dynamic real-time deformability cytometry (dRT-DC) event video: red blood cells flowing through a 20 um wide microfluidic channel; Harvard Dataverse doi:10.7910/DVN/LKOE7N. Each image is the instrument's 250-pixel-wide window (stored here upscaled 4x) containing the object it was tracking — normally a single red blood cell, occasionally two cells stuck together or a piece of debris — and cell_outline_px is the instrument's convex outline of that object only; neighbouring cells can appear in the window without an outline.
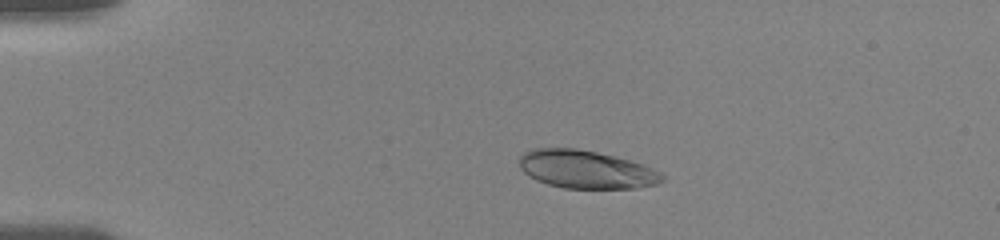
{"species": "human", "species_latin": "Homo sapiens", "temperature_condition": "room temperature", "stored_images_in_passage": 7, "camera_frame_rate_fps": 3000, "um_per_image_px": 0.085, "donor": {"sex": "female"}, "frame": {"image": 1, "passage_image": 3, "time_ms": 1.667, "image_size_px": [1000, 240], "cell_outline_px": [[668, 176], [660, 184], [636, 188], [564, 188], [548, 184], [536, 180], [528, 176], [520, 168], [520, 156], [524, 152], [532, 148], [576, 148], [596, 152], [632, 160], [652, 168]], "centroid_in_image_um": [49.86, 14.4], "position_along_channel_um": 35.1, "area_um2": 31.96}}
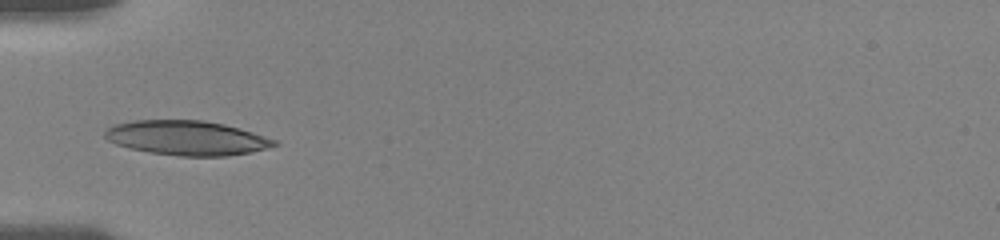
{"frame": {"image": 2, "passage_image": 6, "time_ms": 4.0, "image_size_px": [1000, 240], "cell_outline_px": [[280, 144], [248, 152], [228, 156], [180, 156], [148, 152], [128, 148], [116, 144], [108, 140], [104, 136], [104, 132], [112, 124], [132, 120], [204, 120], [224, 124], [252, 132], [276, 140]], "centroid_in_image_um": [15.82, 11.72], "position_along_channel_um": 69.2, "area_um2": 34.04}}